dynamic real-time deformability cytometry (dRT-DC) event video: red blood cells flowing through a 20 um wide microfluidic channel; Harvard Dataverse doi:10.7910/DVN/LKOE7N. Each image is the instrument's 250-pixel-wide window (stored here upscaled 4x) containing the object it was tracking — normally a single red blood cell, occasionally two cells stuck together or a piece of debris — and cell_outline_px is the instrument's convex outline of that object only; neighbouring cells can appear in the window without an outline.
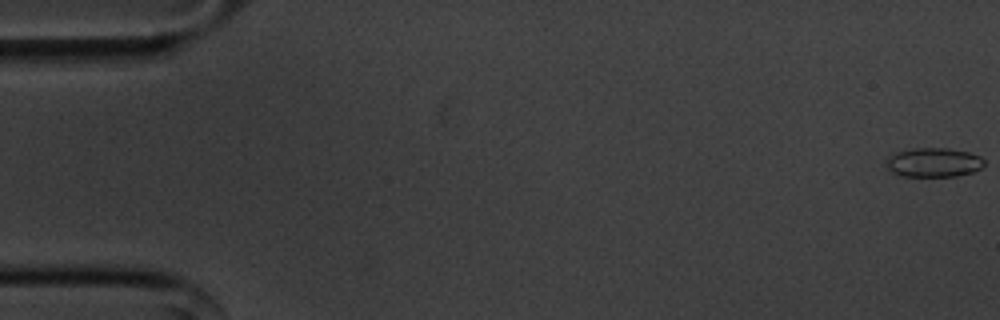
{"species": "common noctule bat (a hibernating species)", "species_latin": "Nyctalus noctula", "temperature_condition": "cold", "stored_images_in_passage": 37, "camera_frame_rate_fps": 3000, "um_per_image_px": 0.085, "animal": {"sex": "male", "body_mass_g": 20.1, "forearm_length_mm": 53.5}, "frame": {"image": 1, "passage_image": 1, "time_ms": 0.0, "image_size_px": [1000, 320], "cell_outline_px": [[984, 164], [980, 168], [972, 172], [956, 176], [900, 176], [884, 168], [888, 156], [896, 152], [912, 148], [948, 148], [968, 152], [980, 156], [984, 160]], "centroid_in_image_um": [79.31, 13.8], "position_along_channel_um": 5.7, "area_um2": 16.82}}
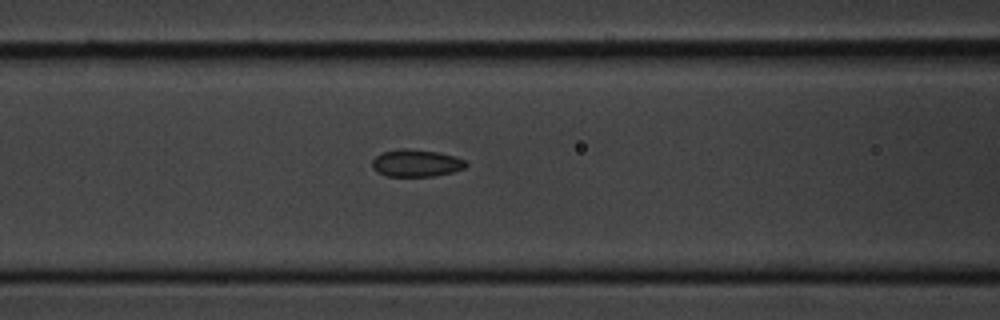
{"frame": {"image": 2, "passage_image": 23, "time_ms": 7.333, "image_size_px": [1000, 320], "cell_outline_px": [[468, 164], [464, 168], [452, 172], [432, 176], [388, 176], [376, 172], [372, 168], [372, 160], [380, 152], [404, 148], [408, 148], [436, 152], [456, 156], [464, 160]], "centroid_in_image_um": [35.35, 13.86], "position_along_channel_um": 131.3, "area_um2": 14.91}}
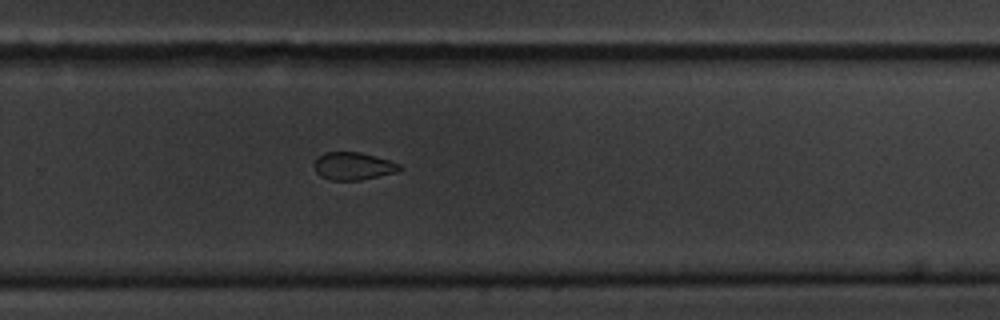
{"frame": {"image": 3, "passage_image": 37, "time_ms": 12.0, "image_size_px": [1000, 320], "cell_outline_px": [[404, 168], [396, 172], [360, 180], [328, 180], [320, 176], [316, 172], [312, 164], [324, 152], [360, 152], [388, 160], [400, 164]], "centroid_in_image_um": [30.0, 14.12], "position_along_channel_um": 299.8, "area_um2": 13.76}}